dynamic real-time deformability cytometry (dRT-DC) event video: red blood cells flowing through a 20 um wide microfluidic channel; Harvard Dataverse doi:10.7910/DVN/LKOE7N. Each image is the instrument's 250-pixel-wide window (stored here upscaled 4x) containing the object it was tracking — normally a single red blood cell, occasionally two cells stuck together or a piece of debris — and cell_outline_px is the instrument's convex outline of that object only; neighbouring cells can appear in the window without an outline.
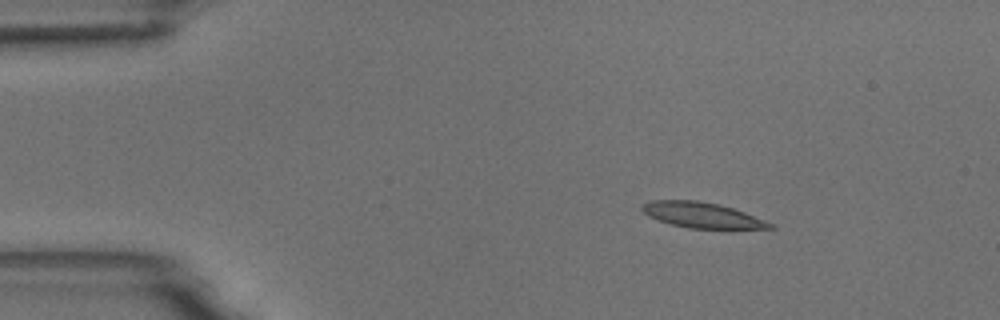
{"species": "common noctule bat (a hibernating species)", "species_latin": "Nyctalus noctula", "temperature_condition": "room temperature", "stored_images_in_passage": 5, "camera_frame_rate_fps": 3000, "um_per_image_px": 0.085, "animal": {"sex": "male", "body_mass_g": 18.8}, "frame": {"image": 1, "passage_image": 2, "time_ms": 1.333, "image_size_px": [1000, 320], "cell_outline_px": [[776, 228], [688, 228], [672, 224], [648, 216], [640, 208], [644, 204], [652, 200], [696, 200], [716, 204], [732, 208], [744, 212], [776, 224]], "centroid_in_image_um": [59.69, 18.28], "position_along_channel_um": 25.3, "area_um2": 18.67}}